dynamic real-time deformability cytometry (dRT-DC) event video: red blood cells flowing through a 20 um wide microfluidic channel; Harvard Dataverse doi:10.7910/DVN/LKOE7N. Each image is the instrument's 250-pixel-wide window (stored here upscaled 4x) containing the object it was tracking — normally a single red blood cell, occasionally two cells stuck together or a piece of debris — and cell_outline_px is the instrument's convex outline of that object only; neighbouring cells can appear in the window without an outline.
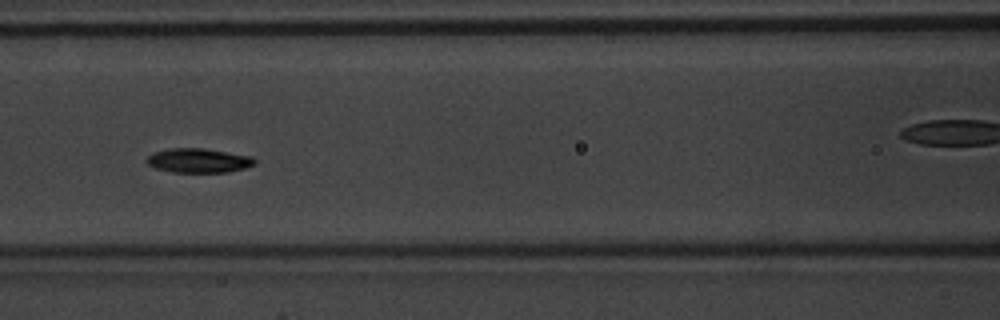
{"species": "common noctule bat (a hibernating species)", "species_latin": "Nyctalus noctula", "temperature_condition": "warm", "stored_images_in_passage": 49, "camera_frame_rate_fps": 3000, "um_per_image_px": 0.085, "animal": {"sex": "male", "body_mass_g": 20.1, "forearm_length_mm": 53.5}, "frame": {"image": 1, "passage_image": 22, "time_ms": 7.0, "image_size_px": [1000, 320], "cell_outline_px": [[256, 164], [244, 168], [228, 172], [172, 172], [156, 168], [148, 164], [144, 160], [148, 156], [156, 152], [172, 148], [204, 148], [252, 156], [256, 160]], "centroid_in_image_um": [16.9, 13.64], "position_along_channel_um": 149.7, "area_um2": 15.26}, "authors_computed_cell_mechanics": {"area_um2": 14.8546, "velocity_mm_per_s": 4.2029, "shape_relaxation_time_tau1_ms": 3.6061, "shape_relaxation_time_tau2_ms": 4.0482, "deformation_change_tau1": 0.1789, "deformation_change_tau2": 0.0795}}